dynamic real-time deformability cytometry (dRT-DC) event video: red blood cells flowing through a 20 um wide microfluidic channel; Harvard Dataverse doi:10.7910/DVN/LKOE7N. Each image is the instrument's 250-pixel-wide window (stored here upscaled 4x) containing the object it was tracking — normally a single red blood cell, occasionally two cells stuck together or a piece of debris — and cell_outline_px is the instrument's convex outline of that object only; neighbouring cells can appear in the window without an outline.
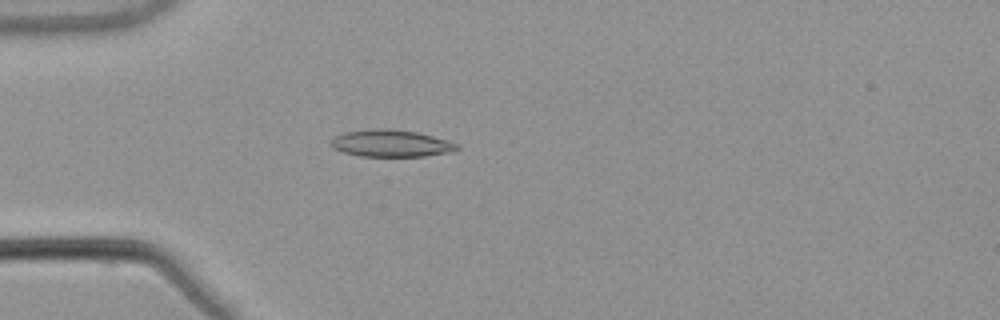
{"species": "common noctule bat (a hibernating species)", "species_latin": "Nyctalus noctula", "temperature_condition": "warm", "stored_images_in_passage": 37, "camera_frame_rate_fps": 3000, "um_per_image_px": 0.085, "animal": {"sex": "male", "body_mass_g": 21.5, "forearm_length_mm": 52.0}, "frame": {"image": 1, "passage_image": 6, "time_ms": 1.667, "image_size_px": [1000, 320], "cell_outline_px": [[460, 148], [452, 152], [424, 156], [360, 156], [344, 152], [332, 148], [328, 144], [336, 136], [344, 132], [372, 128], [392, 128], [416, 132], [448, 140], [460, 144]], "centroid_in_image_um": [33.25, 12.18], "position_along_channel_um": 51.8, "area_um2": 20.06}}
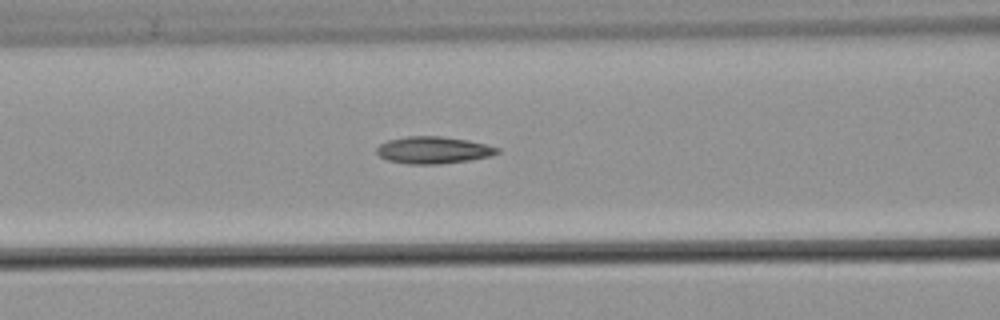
{"frame": {"image": 2, "passage_image": 13, "time_ms": 4.0, "image_size_px": [1000, 320], "cell_outline_px": [[500, 152], [492, 156], [468, 160], [440, 164], [408, 164], [388, 160], [380, 156], [376, 152], [376, 148], [380, 144], [388, 140], [404, 136], [440, 136], [468, 140], [500, 148]], "centroid_in_image_um": [36.83, 12.75], "position_along_channel_um": 129.8, "area_um2": 19.02}}
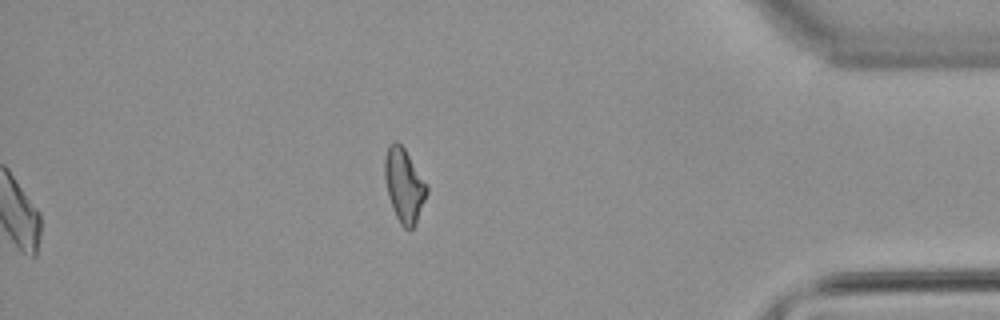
{"frame": {"image": 3, "passage_image": 37, "time_ms": 12.0, "image_size_px": [1000, 320], "cell_outline_px": [[428, 192], [416, 224], [412, 228], [404, 228], [400, 224], [392, 208], [388, 196], [384, 176], [384, 156], [388, 144], [392, 140], [396, 140], [404, 148], [428, 188]], "centroid_in_image_um": [34.32, 15.74], "position_along_channel_um": 400.9, "area_um2": 18.03}, "authors_computed_cell_mechanics": {"area_um2": 18.496, "velocity_mm_per_s": 3.8563, "shape_relaxation_time_tau1_ms": null, "shape_relaxation_time_tau2_ms": 3.7544, "deformation_change_tau1": null, "deformation_change_tau2": 0.1219}}